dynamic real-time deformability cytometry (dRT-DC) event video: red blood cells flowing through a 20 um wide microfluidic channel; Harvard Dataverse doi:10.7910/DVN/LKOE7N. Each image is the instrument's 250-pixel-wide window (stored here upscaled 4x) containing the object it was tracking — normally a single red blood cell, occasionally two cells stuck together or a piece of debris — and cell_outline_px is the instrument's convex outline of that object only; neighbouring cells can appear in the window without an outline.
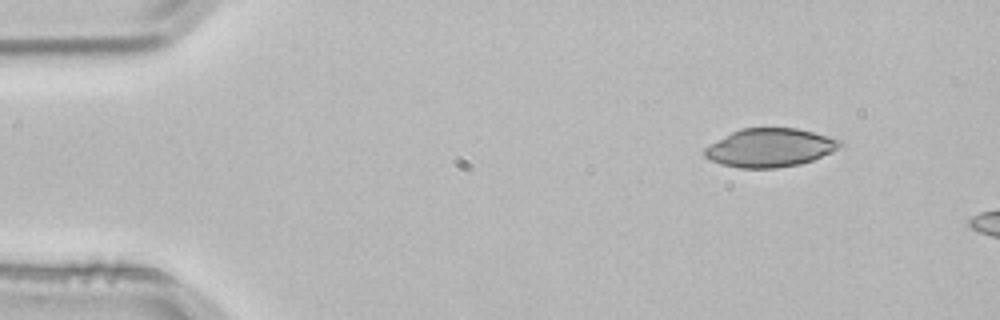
{"species": "common noctule bat (a hibernating species)", "species_latin": "Nyctalus noctula", "temperature_condition": "room temperature", "stored_images_in_passage": 2, "camera_frame_rate_fps": 3000, "um_per_image_px": 0.085, "animal": {"sex": "male", "body_mass_g": 21.5, "forearm_length_mm": 52.0}, "frame": {"image": 1, "passage_image": 1, "time_ms": 0.0, "image_size_px": [1000, 320], "cell_outline_px": [[844, 148], [812, 160], [800, 164], [776, 168], [740, 168], [720, 164], [704, 156], [704, 148], [732, 132], [740, 128], [796, 128], [844, 140]], "centroid_in_image_um": [65.52, 12.56], "position_along_channel_um": 19.5, "area_um2": 30.52}}